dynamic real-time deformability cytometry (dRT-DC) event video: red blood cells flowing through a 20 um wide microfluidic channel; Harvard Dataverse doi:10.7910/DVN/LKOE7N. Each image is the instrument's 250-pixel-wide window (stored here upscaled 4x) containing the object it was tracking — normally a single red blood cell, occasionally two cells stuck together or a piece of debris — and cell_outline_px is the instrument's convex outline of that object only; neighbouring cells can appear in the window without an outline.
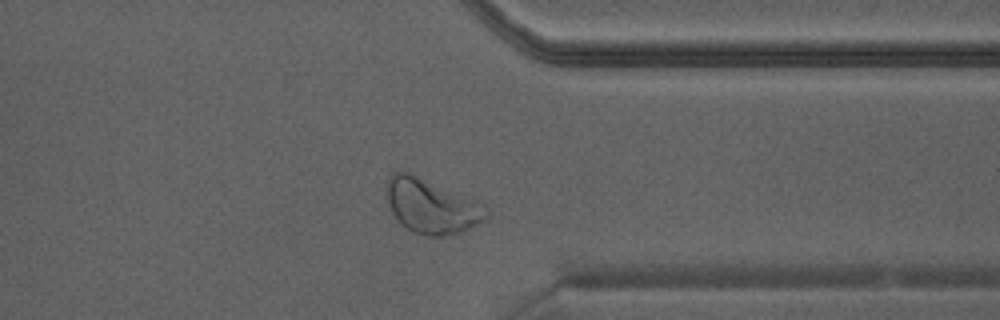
{"species": "Egyptian fruit bat (a non-hibernating species)", "species_latin": "Rousettus aegyptiacus", "temperature_condition": "warm", "stored_images_in_passage": 26, "camera_frame_rate_fps": 3000, "um_per_image_px": 0.085, "animal": {"sex": "male"}, "frame": {"image": 1, "passage_image": 19, "time_ms": 6.0, "image_size_px": [1000, 320], "cell_outline_px": [[488, 216], [484, 220], [464, 232], [440, 236], [424, 236], [412, 232], [400, 224], [388, 208], [384, 192], [384, 184], [388, 176], [392, 172], [408, 172], [480, 200], [488, 208]], "centroid_in_image_um": [36.64, 17.51], "position_along_channel_um": 374.8, "area_um2": 32.71}}